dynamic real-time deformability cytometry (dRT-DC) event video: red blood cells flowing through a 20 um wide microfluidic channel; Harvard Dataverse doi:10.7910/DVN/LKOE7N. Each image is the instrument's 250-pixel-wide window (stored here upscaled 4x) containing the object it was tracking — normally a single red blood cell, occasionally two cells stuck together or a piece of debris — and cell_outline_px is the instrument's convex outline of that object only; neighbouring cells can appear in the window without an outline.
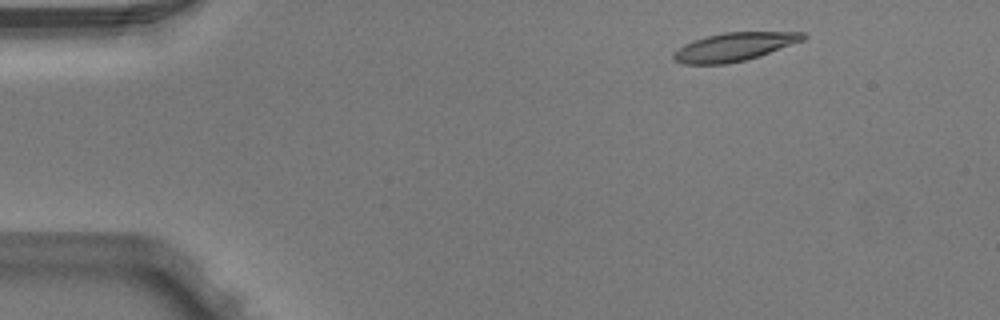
{"species": "Egyptian fruit bat (a non-hibernating species)", "species_latin": "Rousettus aegyptiacus", "temperature_condition": "warm", "stored_images_in_passage": 3, "camera_frame_rate_fps": 3000, "um_per_image_px": 0.085, "animal": {"sex": "male"}, "frame": {"image": 1, "passage_image": 1, "time_ms": 0.0, "image_size_px": [1000, 320], "cell_outline_px": [[808, 36], [804, 40], [744, 60], [728, 64], [684, 64], [672, 60], [672, 52], [684, 44], [692, 40], [724, 32], [804, 32]], "centroid_in_image_um": [62.34, 3.98], "position_along_channel_um": 22.7, "area_um2": 21.27}}
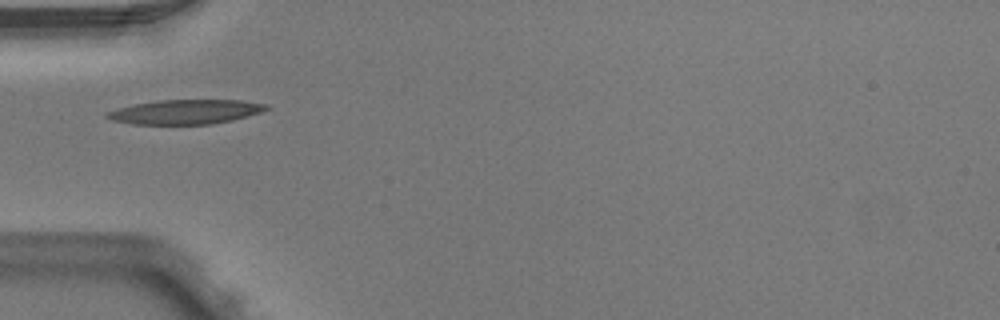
{"frame": {"image": 2, "passage_image": 3, "time_ms": 0.667, "image_size_px": [1000, 320], "cell_outline_px": [[268, 108], [260, 112], [232, 120], [212, 124], [132, 124], [112, 120], [104, 116], [108, 112], [120, 108], [136, 104], [160, 100], [240, 100], [268, 104]], "centroid_in_image_um": [15.78, 9.51], "position_along_channel_um": 69.2, "area_um2": 22.37}}